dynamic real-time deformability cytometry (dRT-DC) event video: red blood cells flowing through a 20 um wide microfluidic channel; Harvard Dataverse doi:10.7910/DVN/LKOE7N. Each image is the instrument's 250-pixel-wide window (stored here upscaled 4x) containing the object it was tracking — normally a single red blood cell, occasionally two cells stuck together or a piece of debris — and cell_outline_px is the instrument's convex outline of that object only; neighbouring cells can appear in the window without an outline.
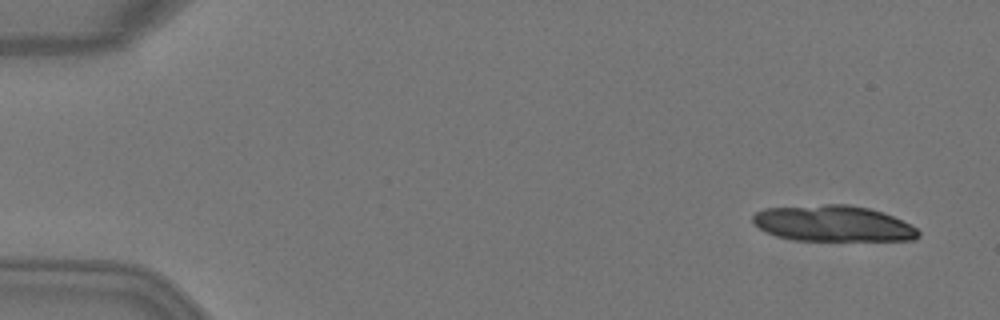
{"species": "Egyptian fruit bat (a non-hibernating species)", "species_latin": "Rousettus aegyptiacus", "temperature_condition": "warm", "stored_images_in_passage": 4, "camera_frame_rate_fps": 3000, "um_per_image_px": 0.085, "animal": {"sex": "female"}, "frame": {"image": 1, "passage_image": 1, "time_ms": 0.0, "image_size_px": [1000, 320], "cell_outline_px": [[920, 236], [916, 240], [796, 240], [776, 236], [760, 228], [752, 220], [752, 216], [756, 212], [764, 208], [824, 204], [848, 204], [868, 208], [892, 216], [916, 228], [920, 232]], "centroid_in_image_um": [70.8, 18.99], "position_along_channel_um": 14.2, "area_um2": 34.45}}